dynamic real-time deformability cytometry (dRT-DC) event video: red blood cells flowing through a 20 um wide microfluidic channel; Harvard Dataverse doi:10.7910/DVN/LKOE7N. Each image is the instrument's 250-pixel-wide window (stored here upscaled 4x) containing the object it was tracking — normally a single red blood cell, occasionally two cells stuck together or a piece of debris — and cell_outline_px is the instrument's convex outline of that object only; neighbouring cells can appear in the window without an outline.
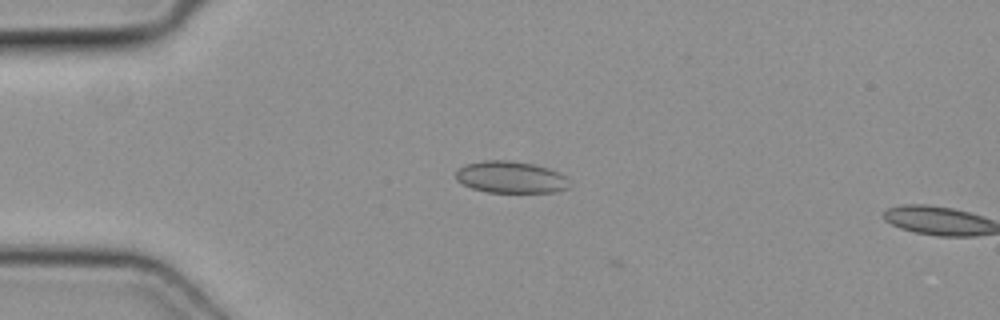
{"species": "common noctule bat (a hibernating species)", "species_latin": "Nyctalus noctula", "temperature_condition": "cold", "stored_images_in_passage": 4, "camera_frame_rate_fps": 3000, "um_per_image_px": 0.085, "animal": {"sex": "female", "body_mass_g": 19.3, "forearm_length_mm": 54.1}, "frame": {"image": 1, "passage_image": 3, "time_ms": 0.667, "image_size_px": [1000, 320], "cell_outline_px": [[572, 184], [568, 188], [556, 192], [488, 192], [472, 188], [460, 184], [456, 180], [456, 172], [464, 164], [484, 160], [508, 160], [532, 164], [548, 168], [560, 172]], "centroid_in_image_um": [43.41, 15.06], "position_along_channel_um": 41.6, "area_um2": 21.21}}